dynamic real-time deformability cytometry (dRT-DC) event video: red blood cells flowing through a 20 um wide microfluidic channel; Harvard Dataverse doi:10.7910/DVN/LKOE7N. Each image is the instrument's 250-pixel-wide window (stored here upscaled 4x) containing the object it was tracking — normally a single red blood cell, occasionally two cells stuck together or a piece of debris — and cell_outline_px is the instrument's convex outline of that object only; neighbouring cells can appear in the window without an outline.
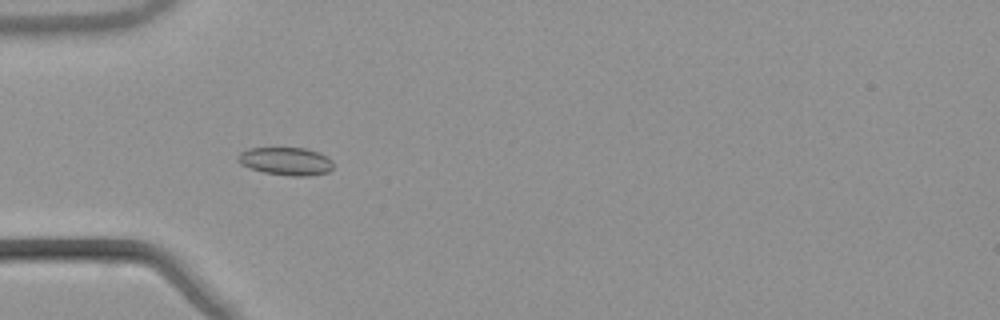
{"species": "common noctule bat (a hibernating species)", "species_latin": "Nyctalus noctula", "temperature_condition": "warm", "stored_images_in_passage": 8, "camera_frame_rate_fps": 3000, "um_per_image_px": 0.085, "animal": {"sex": "male", "body_mass_g": 21.5, "forearm_length_mm": 52.0}, "frame": {"image": 1, "passage_image": 5, "time_ms": 1.333, "image_size_px": [1000, 320], "cell_outline_px": [[332, 168], [328, 172], [308, 176], [292, 176], [264, 172], [240, 164], [236, 160], [236, 156], [240, 152], [248, 148], [304, 148], [320, 152], [328, 156], [332, 160]], "centroid_in_image_um": [24.3, 13.69], "position_along_channel_um": 60.7, "area_um2": 15.61}}